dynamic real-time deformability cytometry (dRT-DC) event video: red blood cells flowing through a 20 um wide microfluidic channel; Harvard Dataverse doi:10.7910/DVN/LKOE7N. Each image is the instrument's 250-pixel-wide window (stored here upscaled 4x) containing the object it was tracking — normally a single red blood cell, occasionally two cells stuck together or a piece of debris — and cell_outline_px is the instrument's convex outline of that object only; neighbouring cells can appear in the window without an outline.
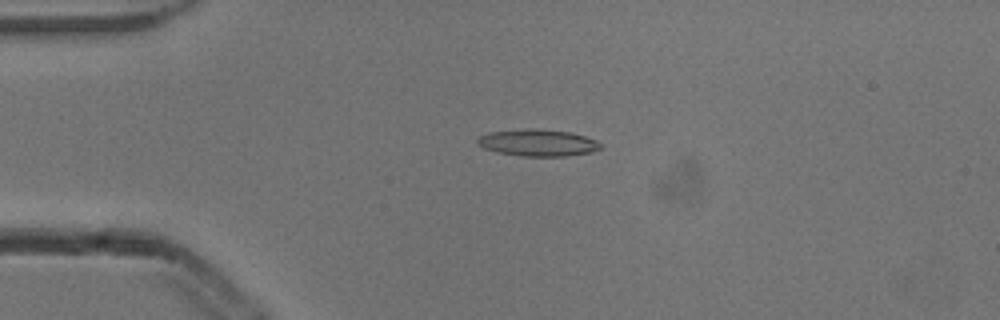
{"species": "common noctule bat (a hibernating species)", "species_latin": "Nyctalus noctula", "temperature_condition": "cold", "stored_images_in_passage": 8, "camera_frame_rate_fps": 3000, "um_per_image_px": 0.085, "animal": {"sex": "male", "body_mass_g": 13.3}, "frame": {"image": 1, "passage_image": 4, "time_ms": 1.0, "image_size_px": [1000, 320], "cell_outline_px": [[600, 148], [592, 152], [564, 156], [520, 156], [496, 152], [484, 148], [476, 144], [476, 140], [480, 136], [488, 132], [528, 128], [540, 128], [572, 132], [596, 140], [600, 144]], "centroid_in_image_um": [45.68, 12.12], "position_along_channel_um": 39.3, "area_um2": 19.42}}
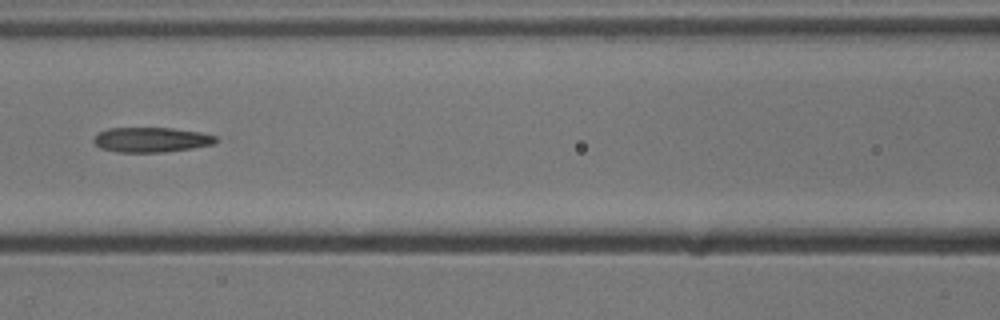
{"frame": {"image": 2, "passage_image": 7, "time_ms": 2.0, "image_size_px": [1000, 320], "cell_outline_px": [[216, 144], [192, 148], [164, 152], [116, 152], [100, 148], [92, 140], [100, 132], [108, 128], [172, 128], [200, 132], [216, 136]], "centroid_in_image_um": [12.87, 11.88], "position_along_channel_um": 153.7, "area_um2": 17.69}}
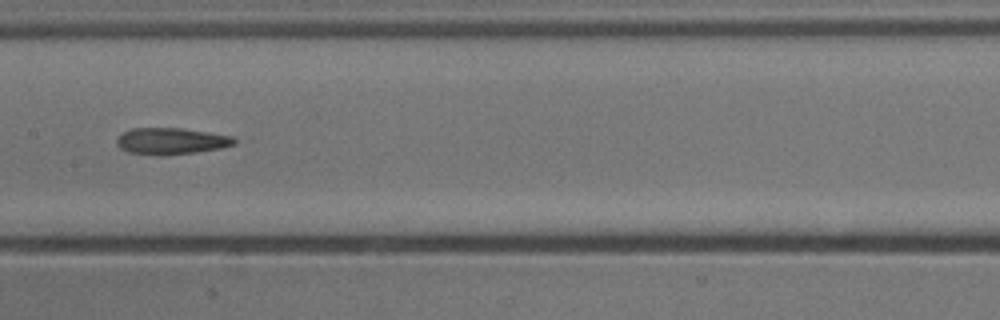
{"frame": {"image": 3, "passage_image": 8, "time_ms": 2.333, "image_size_px": [1000, 320], "cell_outline_px": [[244, 140], [236, 144], [220, 148], [196, 152], [160, 156], [128, 152], [120, 148], [116, 144], [116, 140], [124, 132], [132, 128], [180, 128], [236, 136]], "centroid_in_image_um": [14.65, 11.99], "position_along_channel_um": 192.8, "area_um2": 18.5}}